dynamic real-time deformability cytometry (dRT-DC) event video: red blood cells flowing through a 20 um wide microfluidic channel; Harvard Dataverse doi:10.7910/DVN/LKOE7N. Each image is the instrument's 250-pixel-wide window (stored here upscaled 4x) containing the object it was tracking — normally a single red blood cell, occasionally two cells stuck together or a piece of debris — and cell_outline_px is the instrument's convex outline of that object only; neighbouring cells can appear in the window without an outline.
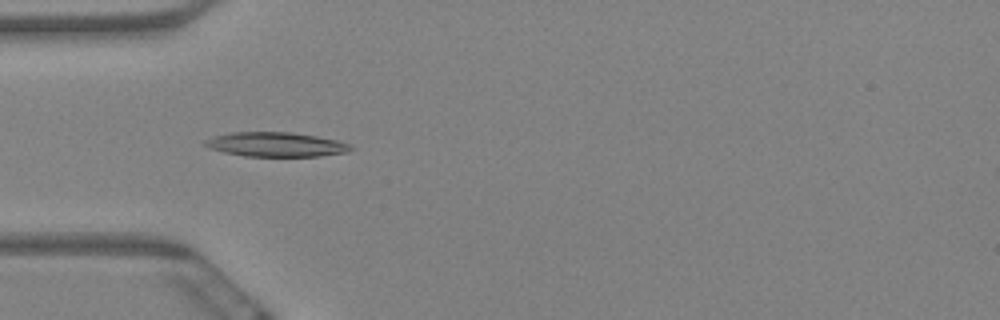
{"species": "Egyptian fruit bat (a non-hibernating species)", "species_latin": "Rousettus aegyptiacus", "temperature_condition": "warm", "stored_images_in_passage": 3, "camera_frame_rate_fps": 3000, "um_per_image_px": 0.085, "animal": {"sex": "female"}, "frame": {"image": 1, "passage_image": 1, "time_ms": 0.0, "image_size_px": [1000, 320], "cell_outline_px": [[352, 148], [348, 152], [320, 156], [244, 156], [224, 152], [212, 148], [204, 144], [204, 140], [216, 136], [232, 132], [292, 132], [316, 136], [336, 140], [348, 144]], "centroid_in_image_um": [23.46, 12.28], "position_along_channel_um": 61.5, "area_um2": 20.46}}
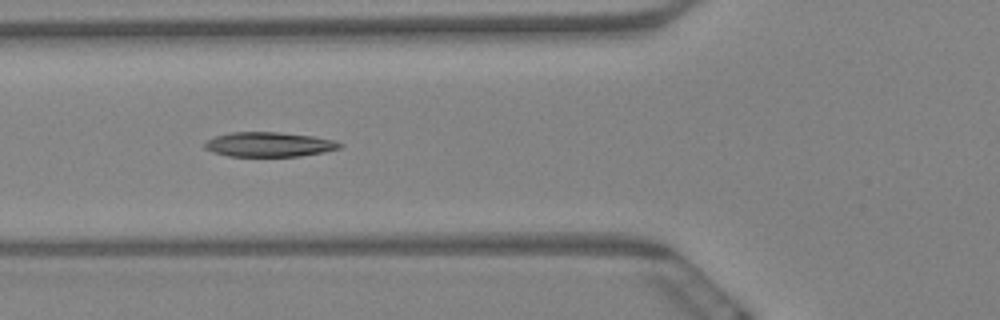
{"frame": {"image": 2, "passage_image": 2, "time_ms": 0.333, "image_size_px": [1000, 320], "cell_outline_px": [[344, 144], [340, 148], [324, 152], [300, 156], [228, 156], [212, 152], [204, 148], [204, 144], [208, 140], [216, 136], [232, 132], [280, 132], [312, 136], [332, 140]], "centroid_in_image_um": [22.87, 12.28], "position_along_channel_um": 102.9, "area_um2": 19.31}}
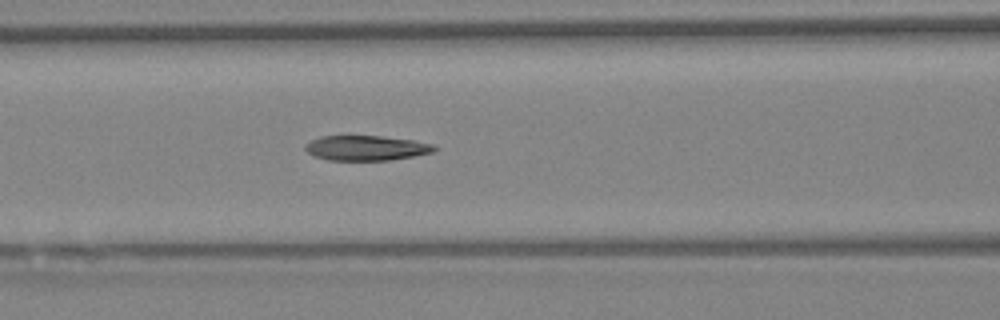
{"frame": {"image": 3, "passage_image": 3, "time_ms": 0.667, "image_size_px": [1000, 320], "cell_outline_px": [[436, 148], [432, 152], [412, 156], [388, 160], [328, 160], [316, 156], [308, 152], [304, 148], [312, 140], [320, 136], [380, 136], [412, 140], [432, 144]], "centroid_in_image_um": [31.11, 12.58], "position_along_channel_um": 135.5, "area_um2": 18.38}}